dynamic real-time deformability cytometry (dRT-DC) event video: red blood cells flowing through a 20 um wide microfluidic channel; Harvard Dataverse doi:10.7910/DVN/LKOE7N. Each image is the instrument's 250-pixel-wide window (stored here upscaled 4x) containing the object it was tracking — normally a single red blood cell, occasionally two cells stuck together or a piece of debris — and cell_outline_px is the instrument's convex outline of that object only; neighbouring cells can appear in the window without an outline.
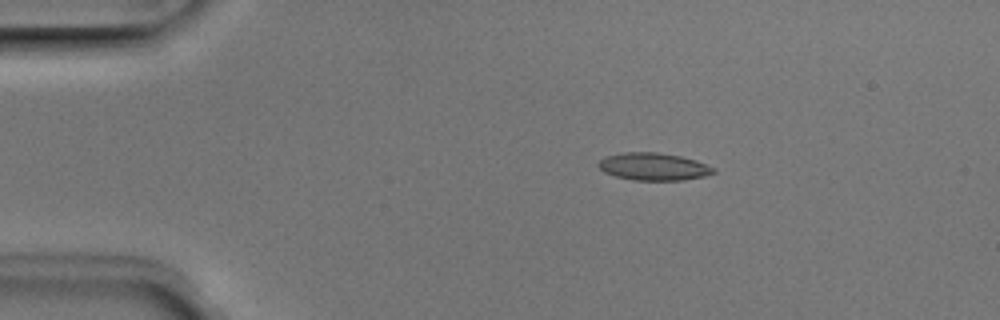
{"species": "Egyptian fruit bat (a non-hibernating species)", "species_latin": "Rousettus aegyptiacus", "temperature_condition": "room temperature", "stored_images_in_passage": 6, "camera_frame_rate_fps": 3000, "um_per_image_px": 0.085, "animal": {"sex": "male"}, "frame": {"image": 1, "passage_image": 2, "time_ms": 0.333, "image_size_px": [1000, 320], "cell_outline_px": [[716, 172], [704, 176], [684, 180], [632, 180], [616, 176], [604, 172], [596, 164], [600, 160], [608, 156], [624, 152], [656, 152], [680, 156], [696, 160], [716, 168]], "centroid_in_image_um": [55.57, 14.16], "position_along_channel_um": 29.4, "area_um2": 18.38}}
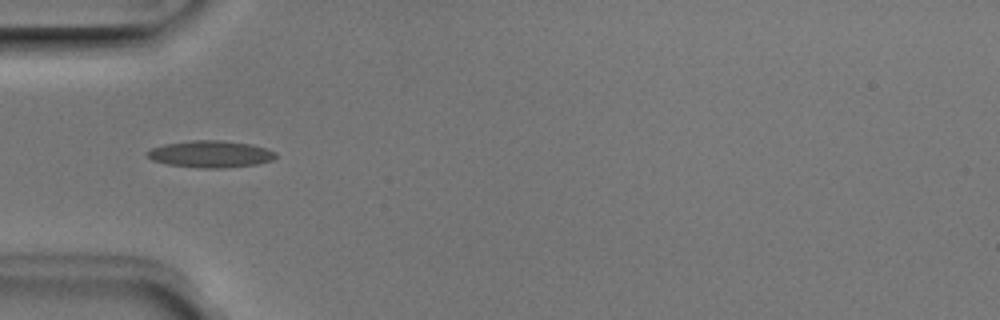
{"frame": {"image": 2, "passage_image": 4, "time_ms": 1.0, "image_size_px": [1000, 320], "cell_outline_px": [[276, 156], [272, 160], [256, 164], [224, 168], [196, 168], [168, 164], [152, 160], [144, 152], [152, 148], [164, 144], [192, 140], [220, 140], [252, 144], [276, 152]], "centroid_in_image_um": [17.87, 13.09], "position_along_channel_um": 67.1, "area_um2": 20.11}}
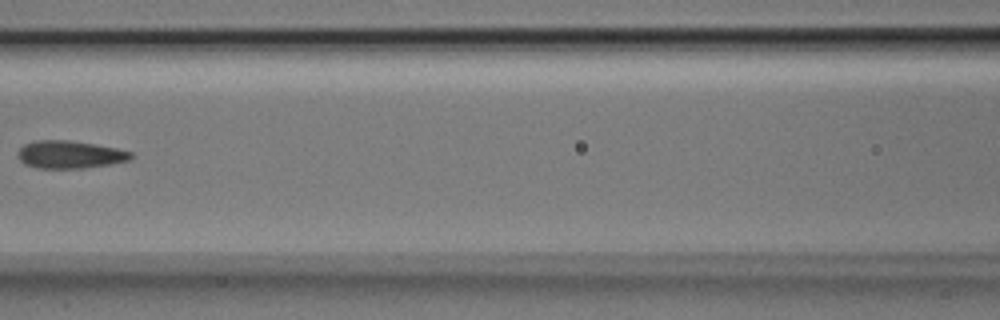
{"frame": {"image": 3, "passage_image": 6, "time_ms": 1.667, "image_size_px": [1000, 320], "cell_outline_px": [[136, 156], [128, 160], [108, 164], [84, 168], [36, 168], [24, 164], [16, 156], [16, 152], [24, 144], [36, 140], [72, 140], [116, 148], [132, 152]], "centroid_in_image_um": [5.9, 13.13], "position_along_channel_um": 160.7, "area_um2": 18.38}}